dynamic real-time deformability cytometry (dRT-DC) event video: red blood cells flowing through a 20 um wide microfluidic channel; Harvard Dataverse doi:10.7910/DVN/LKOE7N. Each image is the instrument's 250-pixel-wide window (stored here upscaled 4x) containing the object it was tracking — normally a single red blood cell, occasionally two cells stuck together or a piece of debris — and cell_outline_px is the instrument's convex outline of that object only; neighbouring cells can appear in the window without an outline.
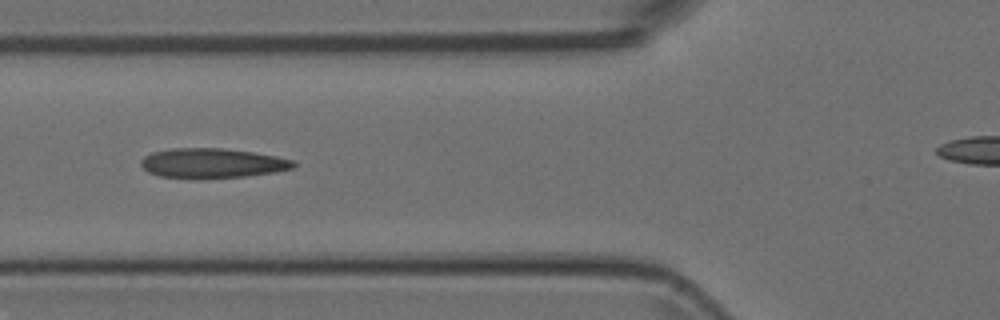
{"species": "Egyptian fruit bat (a non-hibernating species)", "species_latin": "Rousettus aegyptiacus", "temperature_condition": "room temperature", "stored_images_in_passage": 7, "segment_of_instrument_passage": [1, 2], "camera_frame_rate_fps": 3000, "um_per_image_px": 0.085, "animal": {"sex": "female"}, "frame": {"image": 1, "passage_image": 6, "time_ms": 1.667, "image_size_px": [1000, 320], "cell_outline_px": [[296, 168], [276, 172], [244, 176], [200, 180], [160, 176], [148, 172], [140, 164], [140, 160], [144, 156], [152, 152], [172, 148], [220, 148], [252, 152], [276, 156], [292, 160], [296, 164]], "centroid_in_image_um": [18.02, 13.89], "position_along_channel_um": 107.8, "area_um2": 26.82}}